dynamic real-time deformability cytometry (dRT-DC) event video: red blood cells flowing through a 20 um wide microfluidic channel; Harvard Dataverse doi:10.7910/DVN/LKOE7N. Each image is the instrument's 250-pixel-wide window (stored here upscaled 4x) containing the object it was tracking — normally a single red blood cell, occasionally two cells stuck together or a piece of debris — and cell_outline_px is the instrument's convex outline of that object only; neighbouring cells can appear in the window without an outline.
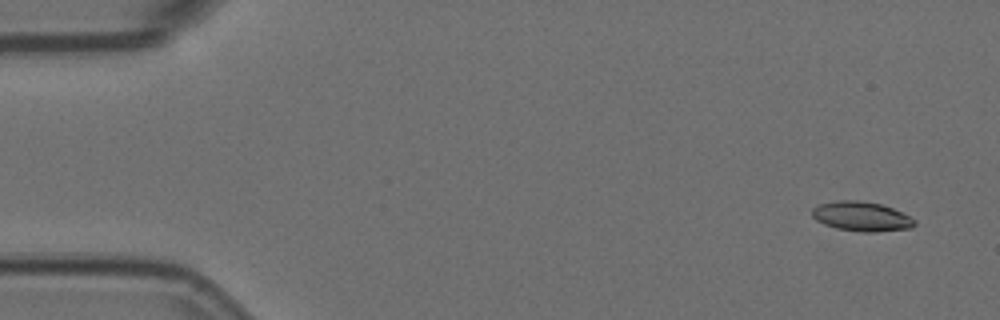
{"species": "Egyptian fruit bat (a non-hibernating species)", "species_latin": "Rousettus aegyptiacus", "temperature_condition": "room temperature", "stored_images_in_passage": 4, "camera_frame_rate_fps": 3000, "um_per_image_px": 0.085, "animal": {"sex": "female"}, "frame": {"image": 1, "passage_image": 1, "time_ms": 0.0, "image_size_px": [1000, 320], "cell_outline_px": [[916, 224], [912, 228], [872, 232], [864, 232], [836, 228], [824, 224], [816, 220], [812, 216], [812, 208], [820, 204], [836, 200], [860, 200], [880, 204], [892, 208], [916, 220]], "centroid_in_image_um": [73.21, 18.39], "position_along_channel_um": 11.8, "area_um2": 17.57}}
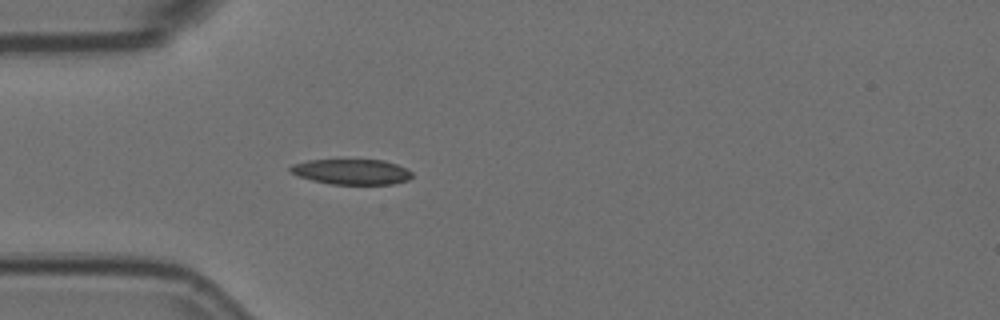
{"frame": {"image": 2, "passage_image": 4, "time_ms": 1.0, "image_size_px": [1000, 320], "cell_outline_px": [[412, 176], [408, 180], [392, 184], [332, 184], [312, 180], [296, 176], [288, 168], [292, 164], [308, 160], [384, 160], [396, 164], [412, 172]], "centroid_in_image_um": [29.86, 14.6], "position_along_channel_um": 55.1, "area_um2": 17.92}}